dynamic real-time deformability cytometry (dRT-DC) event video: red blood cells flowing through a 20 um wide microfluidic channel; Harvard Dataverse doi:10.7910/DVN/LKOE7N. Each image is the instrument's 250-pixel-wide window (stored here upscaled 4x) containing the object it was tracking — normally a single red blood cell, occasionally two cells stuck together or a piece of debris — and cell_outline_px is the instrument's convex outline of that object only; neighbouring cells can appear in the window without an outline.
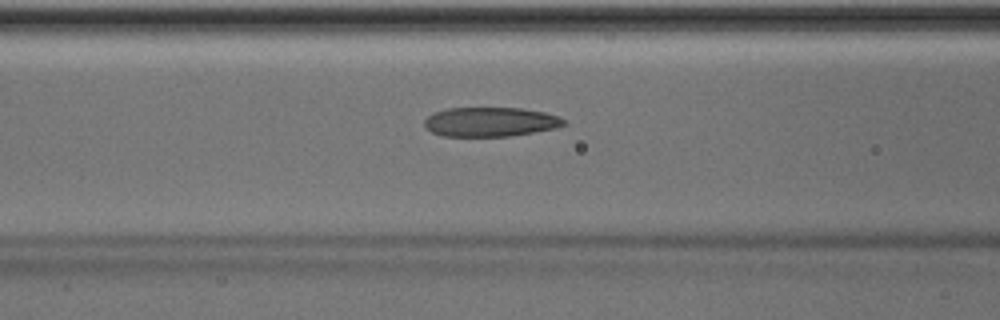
{"species": "Egyptian fruit bat (a non-hibernating species)", "species_latin": "Rousettus aegyptiacus", "temperature_condition": "room temperature", "stored_images_in_passage": 46, "camera_frame_rate_fps": 3000, "um_per_image_px": 0.085, "animal": {"sex": "male"}, "frame": {"image": 1, "passage_image": 20, "time_ms": 6.333, "image_size_px": [1000, 320], "cell_outline_px": [[568, 124], [556, 128], [508, 136], [440, 136], [424, 128], [424, 120], [432, 112], [448, 108], [520, 108], [544, 112], [556, 116], [564, 120]], "centroid_in_image_um": [41.62, 10.36], "position_along_channel_um": 125.0, "area_um2": 23.87}}
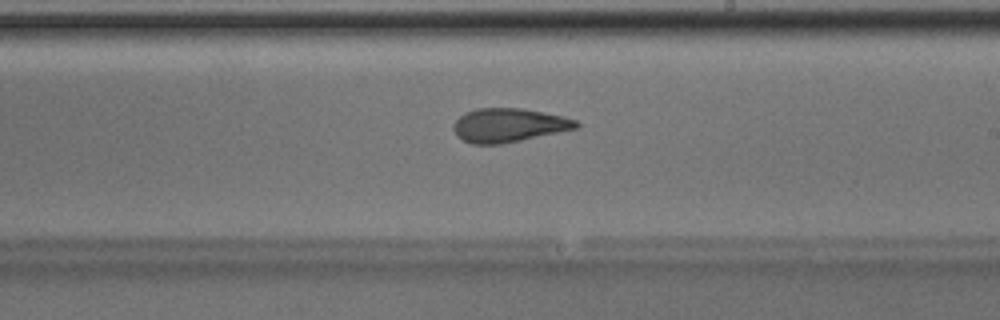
{"frame": {"image": 2, "passage_image": 29, "time_ms": 9.333, "image_size_px": [1000, 320], "cell_outline_px": [[580, 128], [500, 144], [472, 144], [456, 136], [452, 128], [456, 120], [464, 112], [476, 108], [524, 108], [564, 116], [576, 120], [580, 124]], "centroid_in_image_um": [43.25, 10.63], "position_along_channel_um": 245.8, "area_um2": 24.33}}
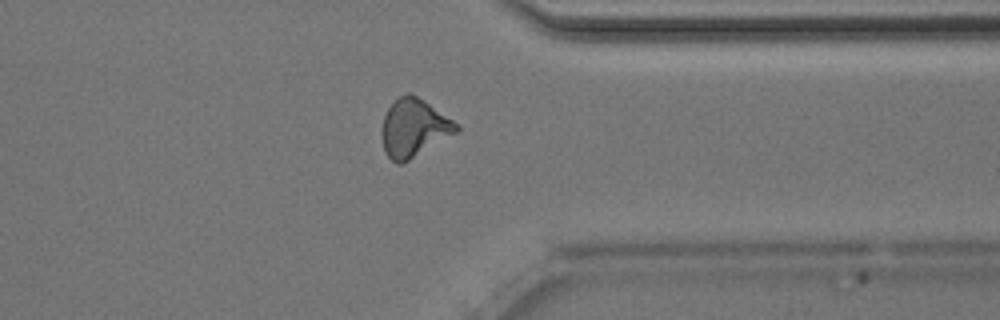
{"frame": {"image": 3, "passage_image": 39, "time_ms": 12.667, "image_size_px": [1000, 320], "cell_outline_px": [[460, 128], [456, 132], [408, 160], [400, 164], [396, 164], [384, 152], [384, 116], [388, 108], [400, 96], [408, 92], [412, 92], [460, 124]], "centroid_in_image_um": [35.21, 10.84], "position_along_channel_um": 376.2, "area_um2": 24.57}, "authors_computed_cell_mechanics": {"area_um2": 24.3627, "velocity_mm_per_s": 4.0292, "shape_relaxation_time_tau1_ms": 5.8889, "shape_relaxation_time_tau2_ms": 1.7857, "deformation_change_tau1": 0.1876, "deformation_change_tau2": 0.1083}}